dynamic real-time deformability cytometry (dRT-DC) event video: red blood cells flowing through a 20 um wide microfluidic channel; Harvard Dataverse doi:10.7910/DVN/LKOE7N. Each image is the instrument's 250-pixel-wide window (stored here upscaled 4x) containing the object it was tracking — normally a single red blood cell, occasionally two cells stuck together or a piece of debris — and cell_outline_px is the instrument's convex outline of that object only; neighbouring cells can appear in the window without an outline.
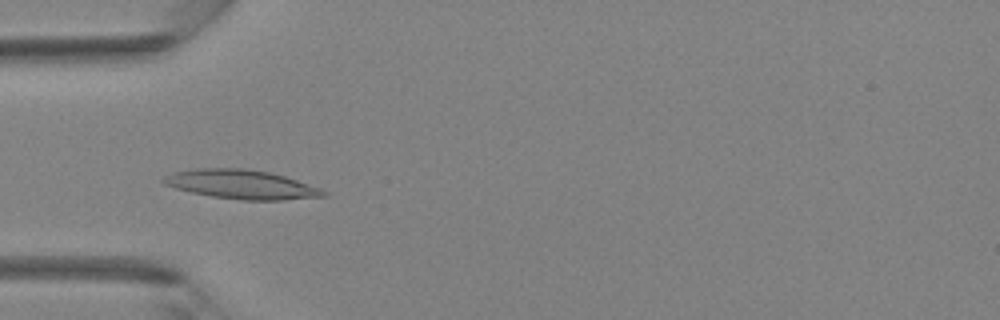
{"species": "Egyptian fruit bat (a non-hibernating species)", "species_latin": "Rousettus aegyptiacus", "temperature_condition": "room temperature", "stored_images_in_passage": 43, "camera_frame_rate_fps": 3000, "um_per_image_px": 0.085, "animal": {"sex": "female"}, "frame": {"image": 1, "passage_image": 14, "time_ms": 4.333, "image_size_px": [1000, 320], "cell_outline_px": [[328, 196], [280, 200], [240, 200], [212, 196], [192, 192], [176, 188], [164, 184], [160, 180], [164, 176], [176, 172], [196, 168], [244, 168], [268, 172], [284, 176], [320, 188], [328, 192]], "centroid_in_image_um": [20.52, 15.68], "position_along_channel_um": 64.5, "area_um2": 26.93}}
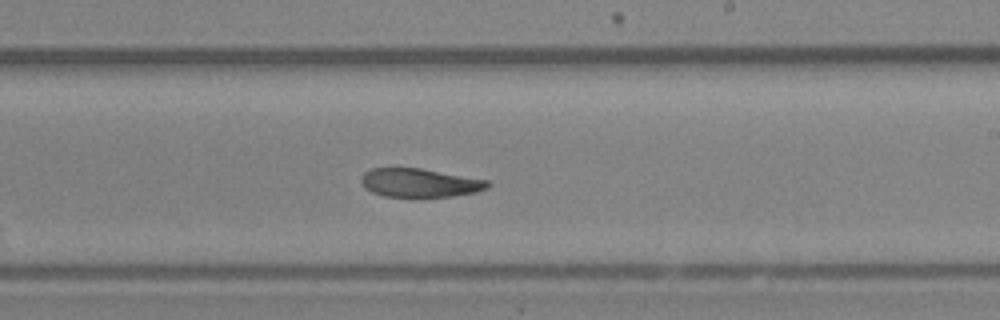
{"frame": {"image": 2, "passage_image": 26, "time_ms": 8.333, "image_size_px": [1000, 320], "cell_outline_px": [[492, 184], [488, 188], [476, 192], [452, 196], [420, 200], [384, 196], [372, 192], [360, 180], [360, 176], [364, 172], [372, 168], [420, 168], [488, 180]], "centroid_in_image_um": [35.7, 15.58], "position_along_channel_um": 253.3, "area_um2": 21.85}}
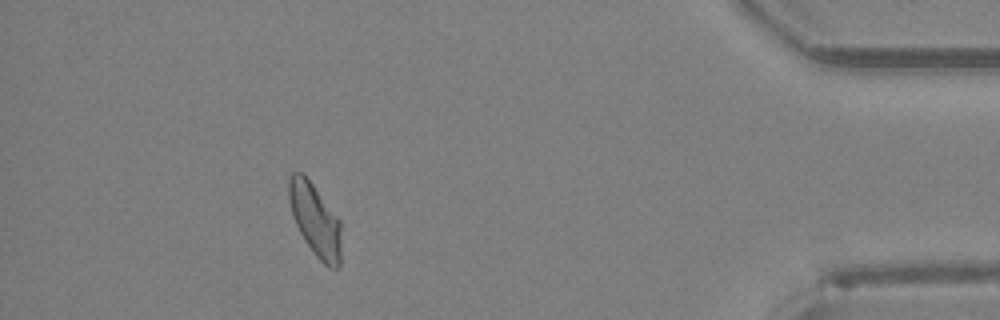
{"frame": {"image": 3, "passage_image": 39, "time_ms": 12.667, "image_size_px": [1000, 320], "cell_outline_px": [[340, 264], [336, 268], [328, 268], [316, 256], [304, 240], [292, 216], [288, 200], [288, 176], [292, 172], [304, 172], [340, 220]], "centroid_in_image_um": [26.76, 18.65], "position_along_channel_um": 408.4, "area_um2": 22.25}}